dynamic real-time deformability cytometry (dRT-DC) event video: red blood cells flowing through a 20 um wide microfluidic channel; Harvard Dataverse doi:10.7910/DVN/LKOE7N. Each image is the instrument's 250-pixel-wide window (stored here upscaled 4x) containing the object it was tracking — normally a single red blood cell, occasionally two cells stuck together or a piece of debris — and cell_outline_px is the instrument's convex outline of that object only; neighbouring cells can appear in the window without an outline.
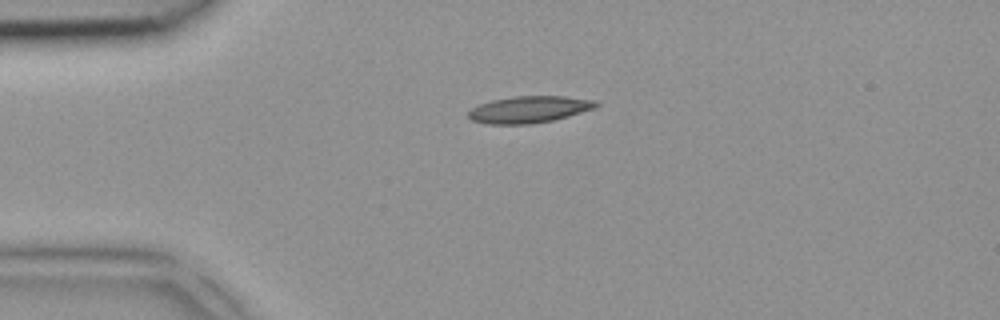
{"species": "common noctule bat (a hibernating species)", "species_latin": "Nyctalus noctula", "temperature_condition": "room temperature", "stored_images_in_passage": 1, "camera_frame_rate_fps": 3000, "um_per_image_px": 0.085, "animal": {"sex": "female", "body_mass_g": 18.4}, "frame": {"image": 1, "passage_image": 1, "time_ms": 0.0, "image_size_px": [1000, 320], "cell_outline_px": [[600, 104], [596, 108], [568, 116], [552, 120], [532, 124], [488, 124], [472, 120], [468, 116], [468, 112], [472, 108], [480, 104], [492, 100], [516, 96], [564, 96], [596, 100]], "centroid_in_image_um": [45.01, 9.3], "position_along_channel_um": 40.0, "area_um2": 19.88}}